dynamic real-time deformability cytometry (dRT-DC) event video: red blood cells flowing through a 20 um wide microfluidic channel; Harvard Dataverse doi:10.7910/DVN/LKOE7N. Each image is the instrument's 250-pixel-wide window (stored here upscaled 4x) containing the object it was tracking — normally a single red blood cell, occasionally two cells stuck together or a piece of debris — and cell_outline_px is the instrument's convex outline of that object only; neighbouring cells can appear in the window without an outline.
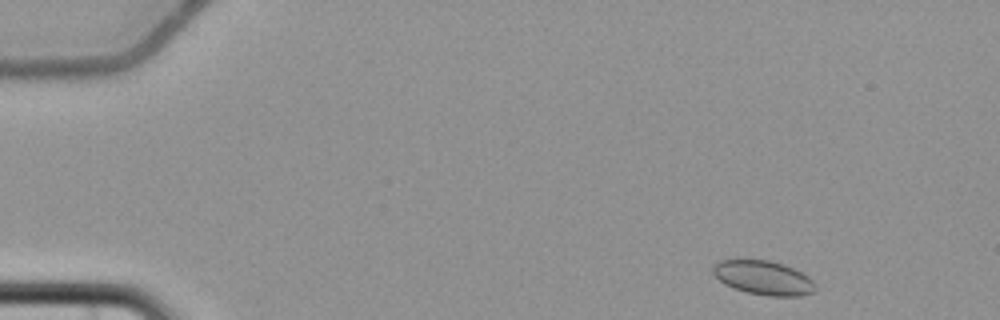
{"species": "common noctule bat (a hibernating species)", "species_latin": "Nyctalus noctula", "temperature_condition": "cold", "stored_images_in_passage": 5, "camera_frame_rate_fps": 3000, "um_per_image_px": 0.085, "animal": {"sex": "female", "body_mass_g": 22.7, "forearm_length_mm": 54.2}, "frame": {"image": 1, "passage_image": 1, "time_ms": 0.0, "image_size_px": [1000, 320], "cell_outline_px": [[816, 288], [812, 292], [800, 296], [768, 296], [748, 292], [724, 284], [712, 272], [712, 268], [720, 260], [768, 260], [784, 264], [808, 276], [816, 284]], "centroid_in_image_um": [64.91, 23.61], "position_along_channel_um": 20.1, "area_um2": 20.11}}
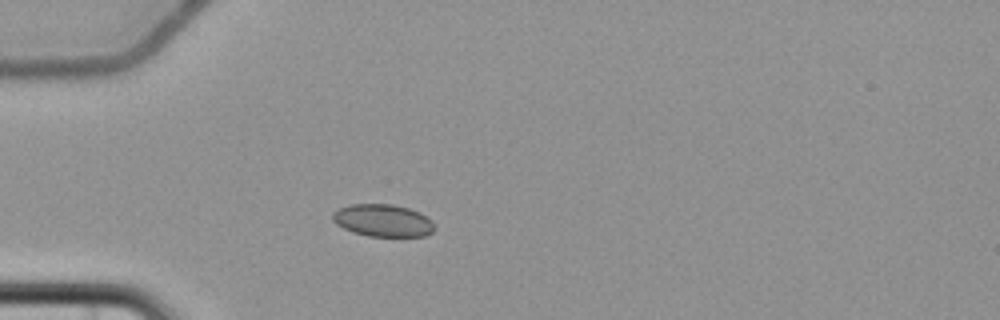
{"frame": {"image": 2, "passage_image": 4, "time_ms": 3.667, "image_size_px": [1000, 320], "cell_outline_px": [[436, 228], [432, 232], [424, 236], [368, 236], [352, 232], [336, 224], [332, 220], [332, 212], [348, 204], [392, 204], [408, 208], [420, 212], [432, 220]], "centroid_in_image_um": [32.55, 18.74], "position_along_channel_um": 52.5, "area_um2": 19.36}}